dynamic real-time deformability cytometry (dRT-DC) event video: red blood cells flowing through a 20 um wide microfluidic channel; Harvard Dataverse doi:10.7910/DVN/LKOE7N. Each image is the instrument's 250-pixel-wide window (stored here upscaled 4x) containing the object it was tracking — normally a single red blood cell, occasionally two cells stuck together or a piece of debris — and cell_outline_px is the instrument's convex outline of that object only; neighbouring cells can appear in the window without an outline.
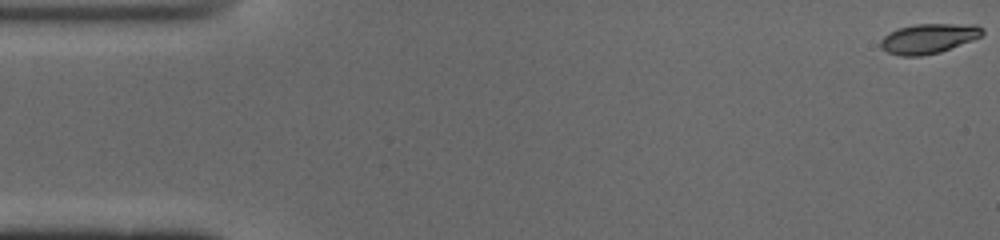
{"species": "common noctule bat (a hibernating species)", "species_latin": "Nyctalus noctula", "temperature_condition": "cold", "stored_images_in_passage": 51, "camera_frame_rate_fps": 3000, "um_per_image_px": 0.085, "animal": {"sex": "male", "body_mass_g": 19.0, "forearm_length_mm": 50.8}, "frame": {"image": 1, "passage_image": 1, "time_ms": 0.0, "image_size_px": [1000, 240], "cell_outline_px": [[984, 32], [980, 36], [972, 40], [940, 52], [920, 56], [900, 56], [888, 52], [880, 48], [880, 40], [884, 36], [900, 28], [916, 24], [976, 24], [984, 28]], "centroid_in_image_um": [78.94, 3.27], "position_along_channel_um": 6.1, "area_um2": 17.57}}
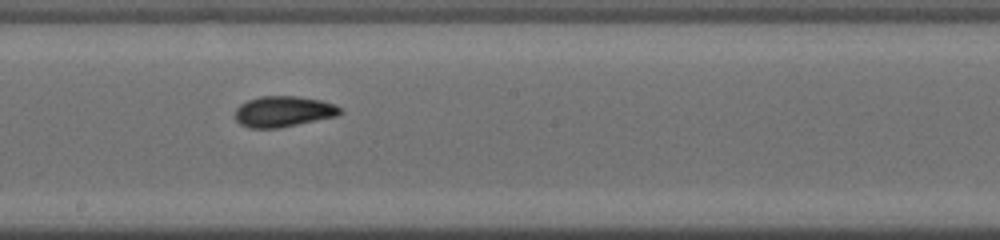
{"frame": {"image": 2, "passage_image": 28, "time_ms": 9.0, "image_size_px": [1000, 240], "cell_outline_px": [[344, 112], [336, 116], [280, 128], [248, 128], [240, 124], [236, 120], [236, 108], [240, 104], [248, 100], [260, 96], [296, 96], [320, 100], [336, 104], [344, 108]], "centroid_in_image_um": [24.12, 9.48], "position_along_channel_um": 224.1, "area_um2": 19.02}}
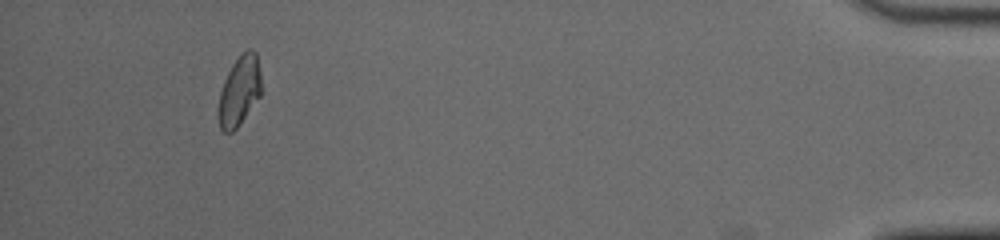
{"frame": {"image": 3, "passage_image": 48, "time_ms": 15.667, "image_size_px": [1000, 240], "cell_outline_px": [[260, 96], [240, 124], [232, 132], [224, 132], [220, 128], [216, 112], [220, 92], [224, 80], [232, 64], [248, 48], [252, 48], [256, 52], [260, 72]], "centroid_in_image_um": [20.32, 7.75], "position_along_channel_um": 414.9, "area_um2": 17.46}, "authors_computed_cell_mechanics": {"area_um2": 18.1492, "velocity_mm_per_s": 3.9171, "shape_relaxation_time_tau1_ms": 6.2252, "shape_relaxation_time_tau2_ms": 1.9999, "deformation_change_tau1": 0.1814, "deformation_change_tau2": 0.0577}}